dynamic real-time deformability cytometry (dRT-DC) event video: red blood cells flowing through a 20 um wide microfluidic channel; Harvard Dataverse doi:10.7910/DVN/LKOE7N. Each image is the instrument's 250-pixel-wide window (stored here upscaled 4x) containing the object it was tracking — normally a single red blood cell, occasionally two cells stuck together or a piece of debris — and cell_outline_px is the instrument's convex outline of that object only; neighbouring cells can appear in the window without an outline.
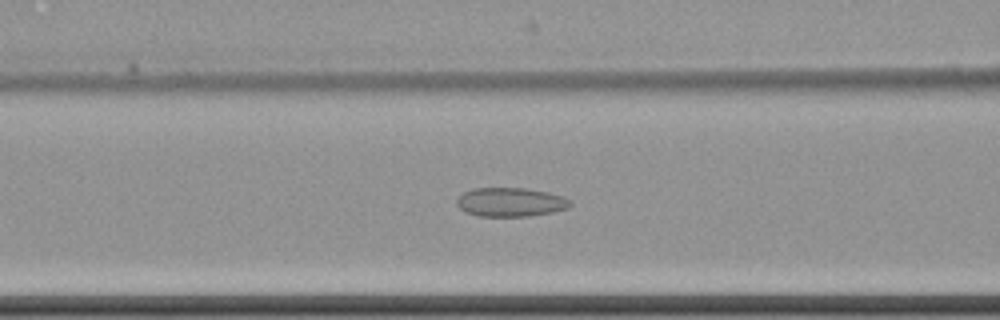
{"species": "common noctule bat (a hibernating species)", "species_latin": "Nyctalus noctula", "temperature_condition": "cold", "stored_images_in_passage": 62, "camera_frame_rate_fps": 3000, "um_per_image_px": 0.085, "animal": {"sex": "female", "body_mass_g": 22.7, "forearm_length_mm": 54.2}, "frame": {"image": 1, "passage_image": 28, "time_ms": 9.0, "image_size_px": [1000, 320], "cell_outline_px": [[572, 204], [568, 208], [552, 212], [528, 216], [476, 216], [464, 212], [456, 204], [456, 200], [464, 192], [472, 188], [528, 188], [548, 192], [564, 196], [572, 200]], "centroid_in_image_um": [43.41, 17.17], "position_along_channel_um": 123.2, "area_um2": 19.36}}
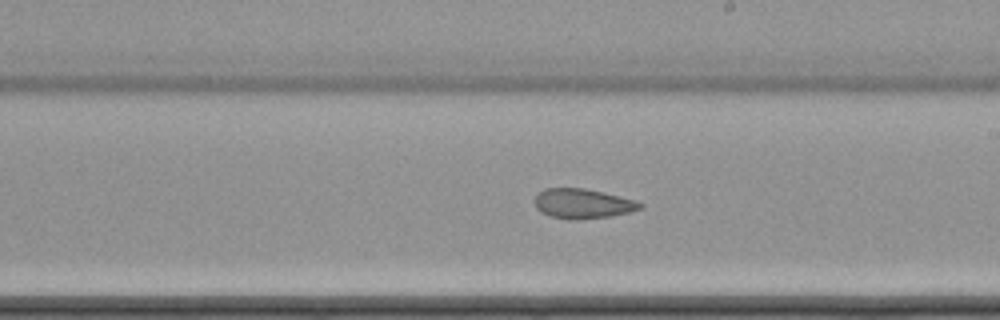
{"frame": {"image": 2, "passage_image": 38, "time_ms": 12.333, "image_size_px": [1000, 320], "cell_outline_px": [[644, 204], [640, 208], [628, 212], [612, 216], [576, 220], [572, 220], [552, 216], [540, 212], [536, 208], [532, 200], [536, 192], [544, 188], [584, 188], [636, 200]], "centroid_in_image_um": [49.45, 17.3], "position_along_channel_um": 239.5, "area_um2": 18.44}}
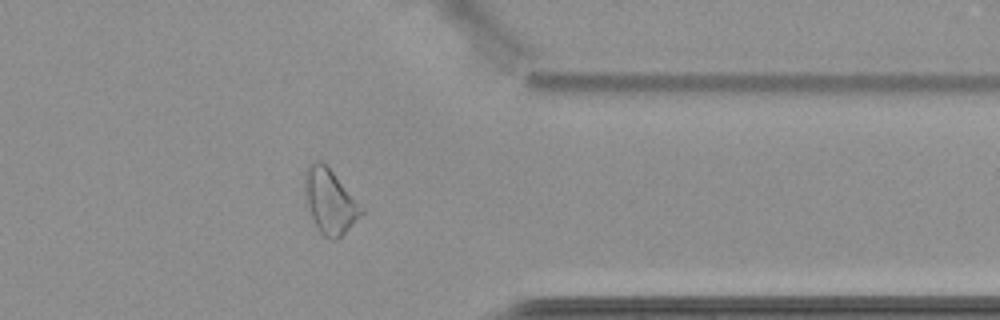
{"frame": {"image": 3, "passage_image": 51, "time_ms": 16.667, "image_size_px": [1000, 320], "cell_outline_px": [[364, 212], [336, 240], [332, 240], [324, 236], [320, 232], [312, 216], [308, 204], [304, 188], [304, 172], [308, 164], [316, 160], [320, 160], [332, 172], [364, 208]], "centroid_in_image_um": [28.03, 17.09], "position_along_channel_um": 383.4, "area_um2": 20.69}, "authors_computed_cell_mechanics": {"area_um2": 22.542, "velocity_mm_per_s": 3.4903, "shape_relaxation_time_tau1_ms": null, "shape_relaxation_time_tau2_ms": 5.3807, "deformation_change_tau1": null, "deformation_change_tau2": 0.1161}}